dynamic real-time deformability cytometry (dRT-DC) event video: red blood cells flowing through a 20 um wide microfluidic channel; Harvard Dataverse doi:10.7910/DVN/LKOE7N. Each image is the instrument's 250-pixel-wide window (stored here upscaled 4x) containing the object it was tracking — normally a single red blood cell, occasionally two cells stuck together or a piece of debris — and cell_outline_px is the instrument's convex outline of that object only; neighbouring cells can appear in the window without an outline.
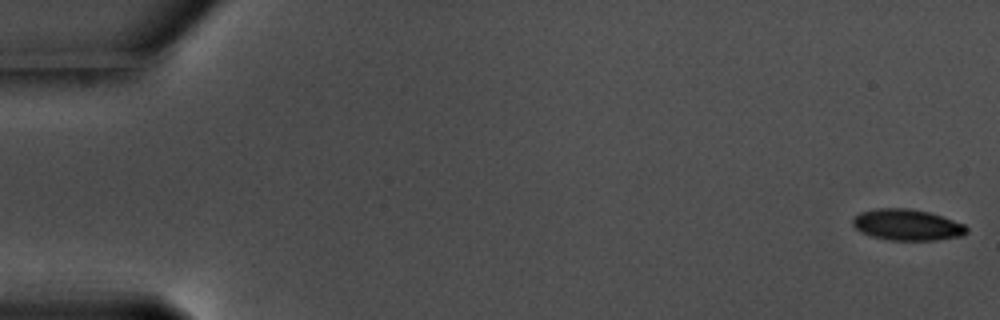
{"species": "common noctule bat (a hibernating species)", "species_latin": "Nyctalus noctula", "temperature_condition": "warm", "stored_images_in_passage": 23, "camera_frame_rate_fps": 3000, "um_per_image_px": 0.085, "animal": {"sex": "male", "body_mass_g": 17.5, "forearm_length_mm": 52.3}, "frame": {"image": 1, "passage_image": 1, "time_ms": 0.0, "image_size_px": [1000, 320], "cell_outline_px": [[968, 232], [960, 236], [936, 240], [892, 240], [872, 236], [860, 232], [852, 224], [852, 220], [860, 212], [876, 208], [908, 208], [928, 212], [964, 224], [968, 228]], "centroid_in_image_um": [77.09, 19.11], "position_along_channel_um": 7.9, "area_um2": 20.52}}
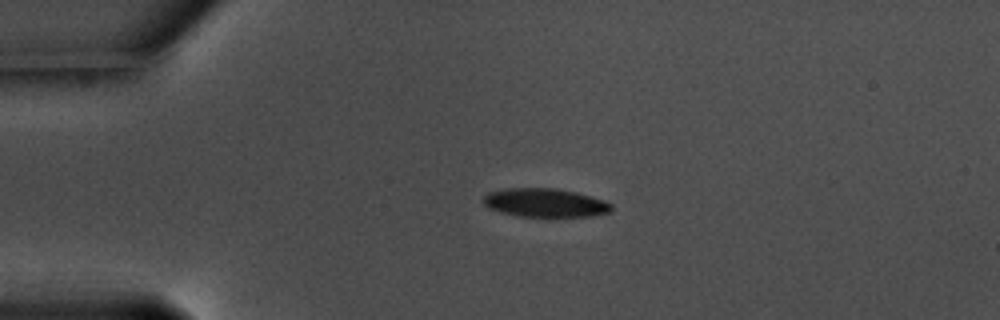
{"frame": {"image": 2, "passage_image": 14, "time_ms": 4.333, "image_size_px": [1000, 320], "cell_outline_px": [[612, 212], [592, 216], [520, 216], [500, 212], [488, 208], [484, 204], [484, 196], [488, 192], [504, 188], [556, 188], [576, 192], [592, 196], [604, 200], [612, 204]], "centroid_in_image_um": [46.35, 17.22], "position_along_channel_um": 38.7, "area_um2": 21.44}}
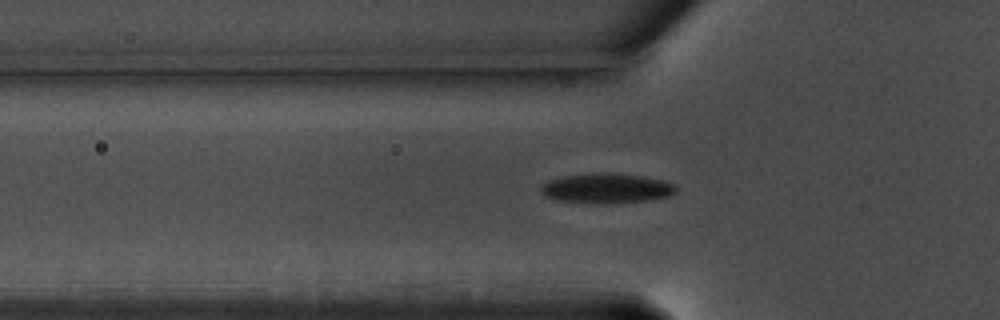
{"frame": {"image": 3, "passage_image": 20, "time_ms": 6.333, "image_size_px": [1000, 320], "cell_outline_px": [[676, 192], [668, 196], [648, 200], [604, 204], [600, 204], [556, 200], [544, 196], [540, 192], [540, 188], [548, 180], [568, 176], [596, 172], [608, 172], [640, 176], [664, 180], [676, 184]], "centroid_in_image_um": [51.56, 16.01], "position_along_channel_um": 74.2, "area_um2": 23.58}}